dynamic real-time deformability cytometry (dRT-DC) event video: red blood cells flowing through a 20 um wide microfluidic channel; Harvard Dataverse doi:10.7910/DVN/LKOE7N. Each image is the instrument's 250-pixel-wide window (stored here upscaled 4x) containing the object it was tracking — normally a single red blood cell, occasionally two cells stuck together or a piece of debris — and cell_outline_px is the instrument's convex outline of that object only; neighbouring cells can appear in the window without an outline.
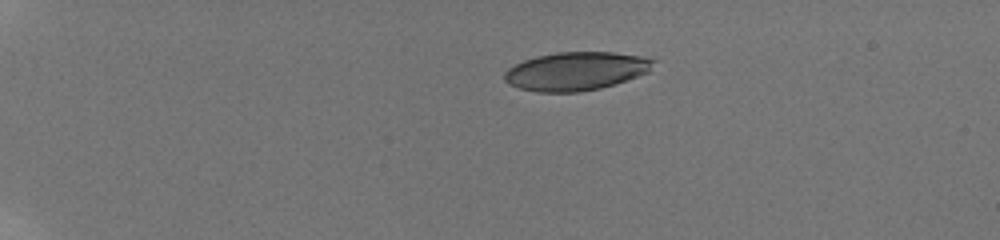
{"species": "human", "species_latin": "Homo sapiens", "temperature_condition": "room temperature", "stored_images_in_passage": 8, "camera_frame_rate_fps": 3000, "um_per_image_px": 0.085, "donor": {"sex": "male"}, "frame": {"image": 1, "passage_image": 1, "time_ms": 0.0, "image_size_px": [1000, 240], "cell_outline_px": [[656, 60], [648, 72], [600, 88], [580, 92], [536, 92], [520, 88], [508, 84], [504, 80], [504, 72], [508, 68], [524, 60], [536, 56], [556, 52], [612, 52], [644, 56]], "centroid_in_image_um": [48.93, 6.04], "position_along_channel_um": 36.1, "area_um2": 33.23}}